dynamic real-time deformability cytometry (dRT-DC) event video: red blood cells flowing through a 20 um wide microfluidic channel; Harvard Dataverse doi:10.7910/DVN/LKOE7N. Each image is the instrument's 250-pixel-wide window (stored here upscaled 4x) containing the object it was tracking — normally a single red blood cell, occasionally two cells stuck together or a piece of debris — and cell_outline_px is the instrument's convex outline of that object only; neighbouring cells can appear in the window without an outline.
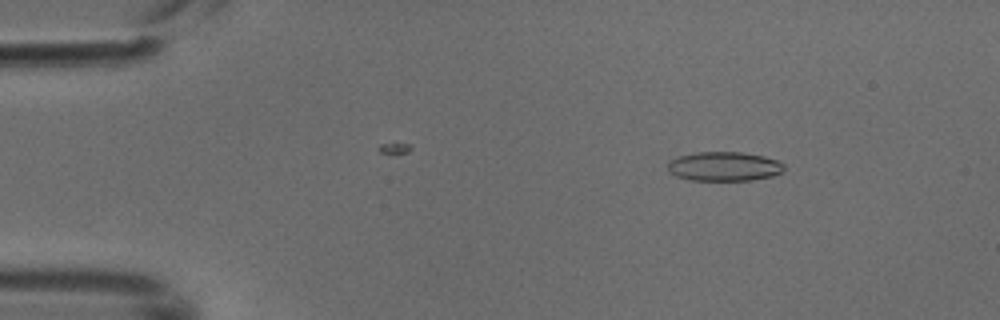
{"species": "common noctule bat (a hibernating species)", "species_latin": "Nyctalus noctula", "temperature_condition": "cold", "stored_images_in_passage": 3, "camera_frame_rate_fps": 3000, "um_per_image_px": 0.085, "animal": {"sex": "male", "body_mass_g": 18.8}, "frame": {"image": 1, "passage_image": 1, "time_ms": 0.0, "image_size_px": [1000, 320], "cell_outline_px": [[784, 168], [780, 172], [772, 176], [752, 180], [688, 180], [676, 176], [668, 172], [668, 160], [680, 156], [696, 152], [740, 152], [764, 156], [776, 160], [784, 164]], "centroid_in_image_um": [61.51, 14.14], "position_along_channel_um": 23.5, "area_um2": 19.83}}